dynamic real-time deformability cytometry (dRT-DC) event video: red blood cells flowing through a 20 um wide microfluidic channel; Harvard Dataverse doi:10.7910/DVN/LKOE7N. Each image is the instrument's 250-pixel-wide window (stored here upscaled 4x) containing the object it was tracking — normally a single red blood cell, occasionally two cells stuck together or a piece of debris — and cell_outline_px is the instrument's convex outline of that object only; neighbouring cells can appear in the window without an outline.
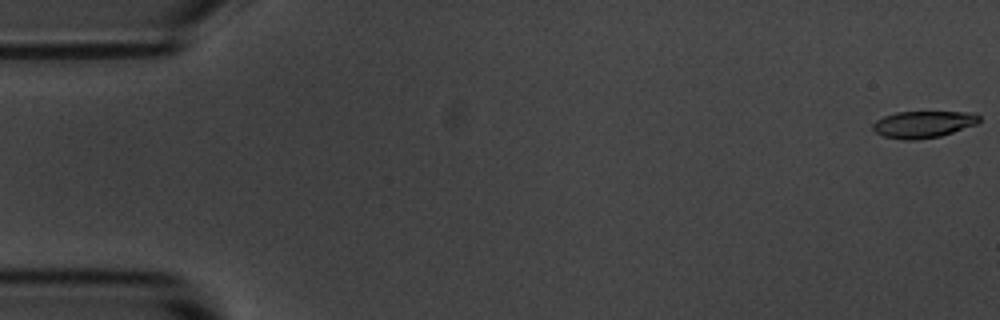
{"species": "common noctule bat (a hibernating species)", "species_latin": "Nyctalus noctula", "temperature_condition": "room temperature", "stored_images_in_passage": 7, "camera_frame_rate_fps": 3000, "um_per_image_px": 0.085, "animal": {"sex": "male", "body_mass_g": 20.1, "forearm_length_mm": 53.5}, "frame": {"image": 1, "passage_image": 1, "time_ms": 0.0, "image_size_px": [1000, 320], "cell_outline_px": [[980, 120], [976, 124], [940, 136], [916, 140], [904, 140], [884, 136], [876, 132], [872, 128], [872, 124], [876, 120], [884, 116], [896, 112], [972, 112], [980, 116]], "centroid_in_image_um": [78.46, 10.56], "position_along_channel_um": 6.5, "area_um2": 16.53}}